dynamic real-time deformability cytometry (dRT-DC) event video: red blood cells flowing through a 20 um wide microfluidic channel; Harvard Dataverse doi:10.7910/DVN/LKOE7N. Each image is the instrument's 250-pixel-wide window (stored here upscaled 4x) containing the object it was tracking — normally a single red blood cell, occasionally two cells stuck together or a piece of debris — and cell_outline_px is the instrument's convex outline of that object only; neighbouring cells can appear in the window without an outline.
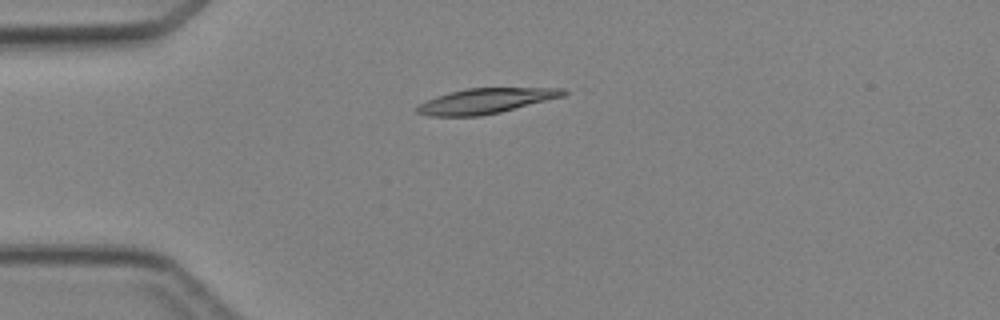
{"species": "Egyptian fruit bat (a non-hibernating species)", "species_latin": "Rousettus aegyptiacus", "temperature_condition": "cold", "stored_images_in_passage": 3, "camera_frame_rate_fps": 3000, "um_per_image_px": 0.085, "animal": {"sex": "female"}, "frame": {"image": 1, "passage_image": 3, "time_ms": 3.333, "image_size_px": [1000, 320], "cell_outline_px": [[568, 92], [564, 96], [500, 112], [480, 116], [428, 116], [416, 112], [416, 108], [420, 104], [436, 96], [448, 92], [464, 88], [564, 88]], "centroid_in_image_um": [41.28, 8.57], "position_along_channel_um": 43.7, "area_um2": 21.39}}